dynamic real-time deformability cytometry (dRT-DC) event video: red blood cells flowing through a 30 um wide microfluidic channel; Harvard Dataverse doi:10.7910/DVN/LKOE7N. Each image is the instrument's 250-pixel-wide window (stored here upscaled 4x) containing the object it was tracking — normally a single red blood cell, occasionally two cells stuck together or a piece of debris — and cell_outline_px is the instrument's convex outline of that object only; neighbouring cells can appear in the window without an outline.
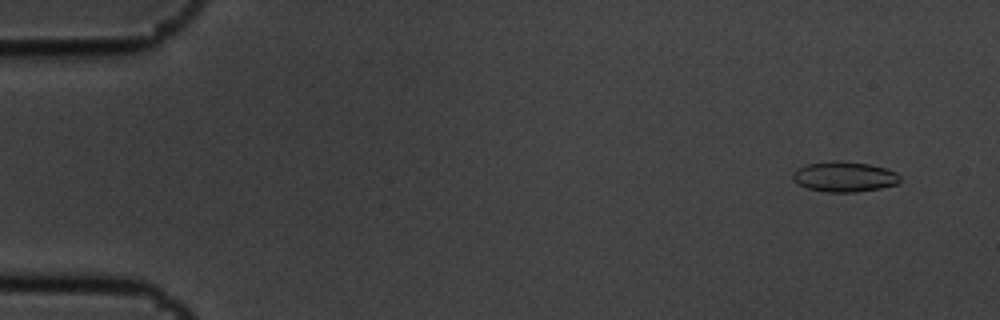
{"species": "common noctule bat (a hibernating species)", "species_latin": "Nyctalus noctula", "temperature_condition": "cold", "stored_images_in_passage": 5, "camera_frame_rate_fps": 3000, "um_per_image_px": 0.085, "animal": {"sex": "male", "body_mass_g": 19.5, "forearm_length_mm": 54.6}, "frame": {"image": 1, "passage_image": 1, "time_ms": 0.0, "image_size_px": [1000, 320], "cell_outline_px": [[900, 180], [896, 184], [880, 188], [856, 192], [824, 192], [808, 188], [792, 180], [792, 172], [796, 168], [808, 164], [832, 160], [840, 160], [868, 164], [884, 168], [896, 172], [900, 176]], "centroid_in_image_um": [71.73, 15.01], "position_along_channel_um": 13.3, "area_um2": 18.96}}
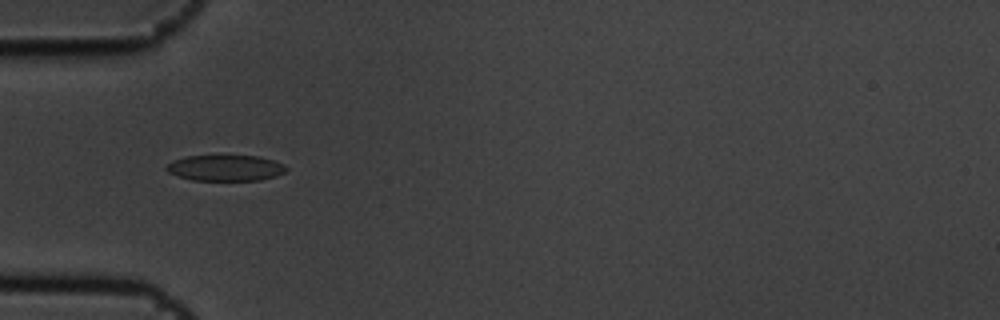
{"frame": {"image": 2, "passage_image": 5, "time_ms": 1.333, "image_size_px": [1000, 320], "cell_outline_px": [[288, 168], [284, 172], [276, 176], [260, 180], [192, 180], [168, 172], [164, 168], [172, 160], [184, 156], [260, 156], [284, 164]], "centroid_in_image_um": [19.16, 14.27], "position_along_channel_um": 65.8, "area_um2": 18.03}}